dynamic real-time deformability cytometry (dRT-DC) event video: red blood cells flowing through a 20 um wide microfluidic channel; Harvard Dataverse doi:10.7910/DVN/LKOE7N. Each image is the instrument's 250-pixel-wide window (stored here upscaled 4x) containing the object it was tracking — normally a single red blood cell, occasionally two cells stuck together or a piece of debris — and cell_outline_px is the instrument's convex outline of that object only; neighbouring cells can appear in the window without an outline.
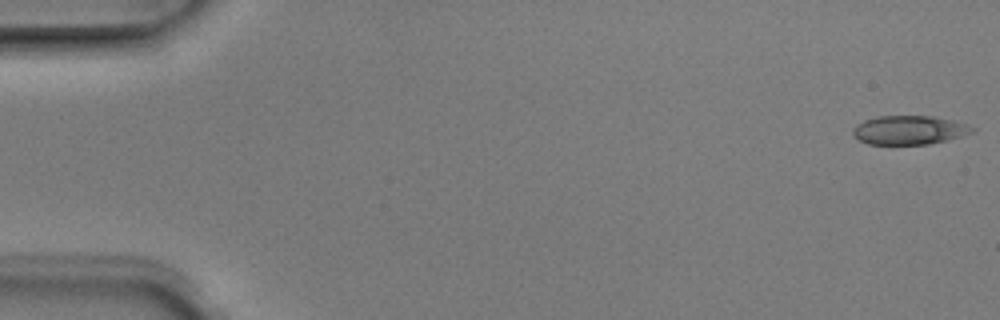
{"species": "Egyptian fruit bat (a non-hibernating species)", "species_latin": "Rousettus aegyptiacus", "temperature_condition": "room temperature", "stored_images_in_passage": 3, "camera_frame_rate_fps": 3000, "um_per_image_px": 0.085, "animal": {"sex": "male"}, "frame": {"image": 1, "passage_image": 1, "time_ms": 0.0, "image_size_px": [1000, 320], "cell_outline_px": [[976, 132], [948, 140], [928, 144], [868, 144], [860, 140], [852, 132], [852, 128], [856, 124], [864, 120], [880, 116], [932, 116], [952, 120], [976, 128]], "centroid_in_image_um": [77.3, 11.05], "position_along_channel_um": 7.7, "area_um2": 20.06}}